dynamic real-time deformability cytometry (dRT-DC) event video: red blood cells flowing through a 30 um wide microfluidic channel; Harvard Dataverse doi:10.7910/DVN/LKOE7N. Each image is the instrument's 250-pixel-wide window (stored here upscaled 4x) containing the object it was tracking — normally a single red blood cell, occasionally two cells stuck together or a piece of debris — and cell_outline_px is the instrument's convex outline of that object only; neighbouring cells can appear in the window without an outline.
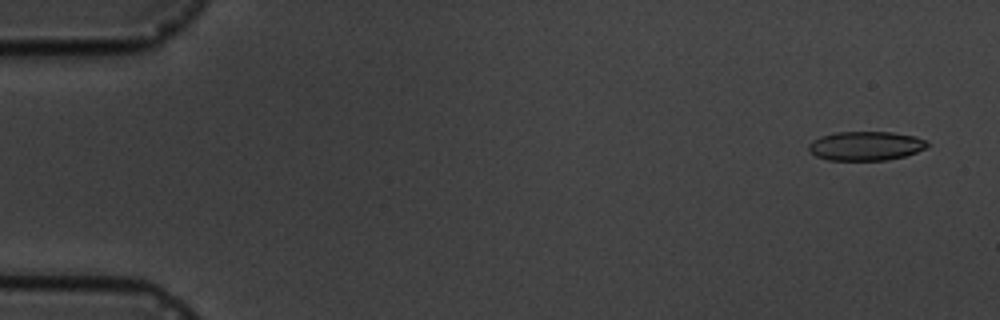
{"species": "common noctule bat (a hibernating species)", "species_latin": "Nyctalus noctula", "temperature_condition": "cold", "stored_images_in_passage": 6, "camera_frame_rate_fps": 3000, "um_per_image_px": 0.085, "animal": {"sex": "male", "body_mass_g": 19.5, "forearm_length_mm": 54.6}, "frame": {"image": 1, "passage_image": 1, "time_ms": 0.0, "image_size_px": [1000, 320], "cell_outline_px": [[928, 144], [924, 148], [916, 152], [904, 156], [888, 160], [828, 160], [816, 156], [808, 148], [808, 144], [820, 136], [836, 132], [892, 132], [916, 136], [928, 140]], "centroid_in_image_um": [73.6, 12.4], "position_along_channel_um": 11.4, "area_um2": 20.11}}
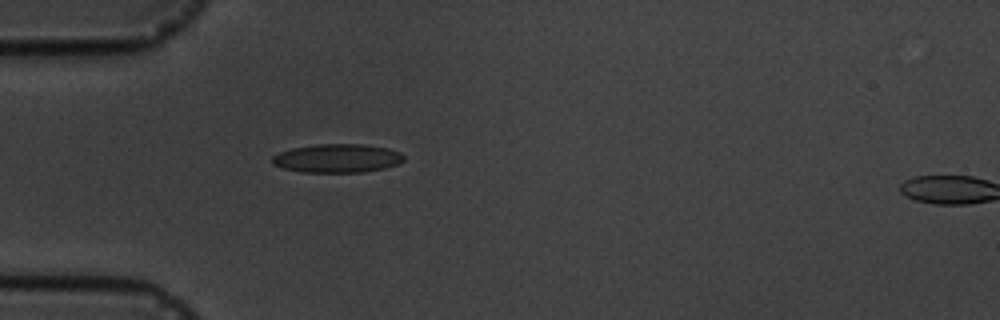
{"frame": {"image": 2, "passage_image": 5, "time_ms": 4.667, "image_size_px": [1000, 320], "cell_outline_px": [[404, 160], [396, 164], [384, 168], [364, 172], [304, 172], [284, 168], [272, 164], [272, 156], [280, 152], [292, 148], [316, 144], [364, 144], [388, 148], [400, 152], [404, 156]], "centroid_in_image_um": [28.67, 13.45], "position_along_channel_um": 56.3, "area_um2": 21.91}}